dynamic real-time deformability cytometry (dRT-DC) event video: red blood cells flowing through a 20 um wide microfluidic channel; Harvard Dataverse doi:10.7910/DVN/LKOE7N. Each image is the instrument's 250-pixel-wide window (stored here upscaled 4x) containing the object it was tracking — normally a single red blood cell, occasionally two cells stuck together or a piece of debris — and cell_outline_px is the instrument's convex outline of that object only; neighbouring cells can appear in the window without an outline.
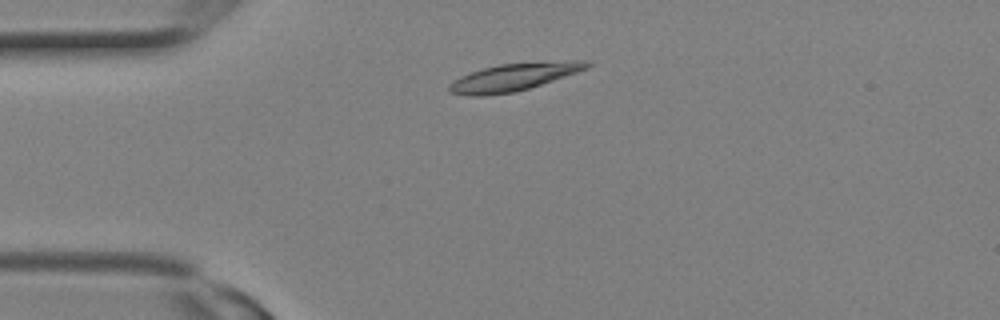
{"species": "Egyptian fruit bat (a non-hibernating species)", "species_latin": "Rousettus aegyptiacus", "temperature_condition": "room temperature", "stored_images_in_passage": 6, "camera_frame_rate_fps": 3000, "um_per_image_px": 0.085, "animal": {"sex": "female"}, "frame": {"image": 1, "passage_image": 3, "time_ms": 0.667, "image_size_px": [1000, 320], "cell_outline_px": [[592, 64], [588, 68], [516, 92], [484, 96], [472, 96], [448, 92], [448, 84], [460, 76], [484, 68], [500, 64], [572, 60], [592, 60]], "centroid_in_image_um": [43.66, 6.55], "position_along_channel_um": 41.3, "area_um2": 21.91}}
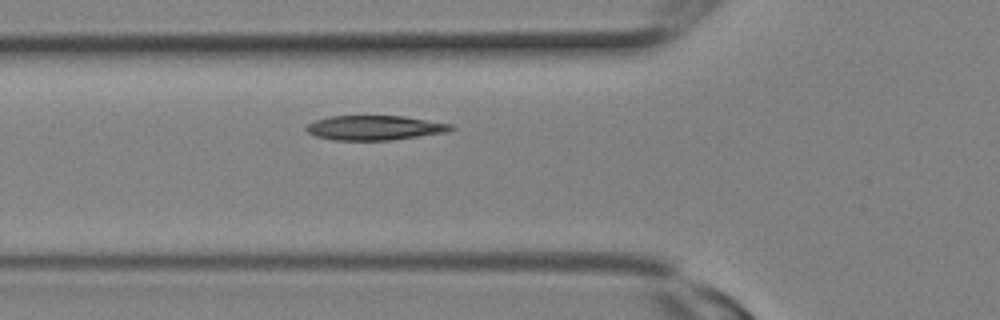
{"frame": {"image": 2, "passage_image": 6, "time_ms": 1.667, "image_size_px": [1000, 320], "cell_outline_px": [[456, 128], [448, 132], [392, 140], [332, 140], [316, 136], [308, 132], [304, 128], [308, 124], [316, 120], [328, 116], [404, 116], [452, 124]], "centroid_in_image_um": [31.87, 10.86], "position_along_channel_um": 93.9, "area_um2": 20.81}}